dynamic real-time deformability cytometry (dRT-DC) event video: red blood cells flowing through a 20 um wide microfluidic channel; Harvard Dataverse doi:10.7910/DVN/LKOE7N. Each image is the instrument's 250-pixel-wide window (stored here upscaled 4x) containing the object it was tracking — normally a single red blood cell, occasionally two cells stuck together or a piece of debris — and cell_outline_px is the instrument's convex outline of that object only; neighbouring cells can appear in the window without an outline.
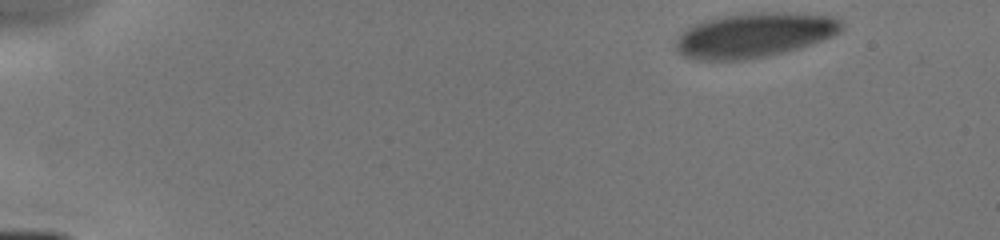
{"species": "human", "species_latin": "Homo sapiens", "temperature_condition": "cold", "stored_images_in_passage": 6, "camera_frame_rate_fps": 3000, "um_per_image_px": 0.085, "donor": {"sex": "male"}, "frame": {"image": 1, "passage_image": 1, "time_ms": 0.0, "image_size_px": [1000, 240], "cell_outline_px": [[844, 28], [840, 32], [824, 40], [800, 48], [768, 56], [744, 60], [692, 60], [684, 56], [676, 48], [676, 40], [684, 28], [688, 24], [704, 20], [724, 16], [752, 12], [788, 12], [832, 16], [840, 20], [844, 24]], "centroid_in_image_um": [64.11, 2.98], "position_along_channel_um": 20.9, "area_um2": 43.7}}
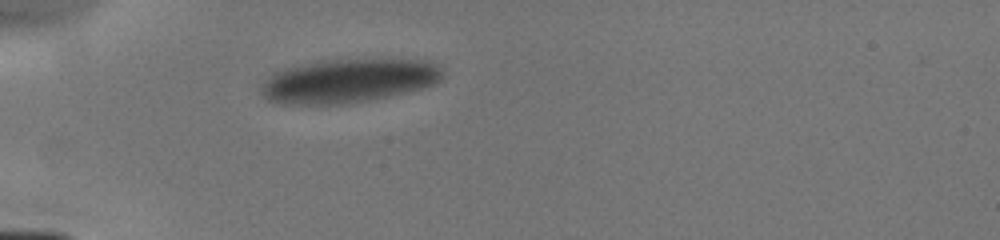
{"frame": {"image": 2, "passage_image": 5, "time_ms": 3.333, "image_size_px": [1000, 240], "cell_outline_px": [[444, 72], [440, 80], [424, 88], [388, 96], [368, 100], [340, 104], [292, 104], [268, 100], [264, 96], [260, 88], [264, 80], [272, 72], [280, 68], [320, 60], [348, 56], [380, 56], [428, 60], [440, 68]], "centroid_in_image_um": [29.65, 6.78], "position_along_channel_um": 55.4, "area_um2": 48.15}}